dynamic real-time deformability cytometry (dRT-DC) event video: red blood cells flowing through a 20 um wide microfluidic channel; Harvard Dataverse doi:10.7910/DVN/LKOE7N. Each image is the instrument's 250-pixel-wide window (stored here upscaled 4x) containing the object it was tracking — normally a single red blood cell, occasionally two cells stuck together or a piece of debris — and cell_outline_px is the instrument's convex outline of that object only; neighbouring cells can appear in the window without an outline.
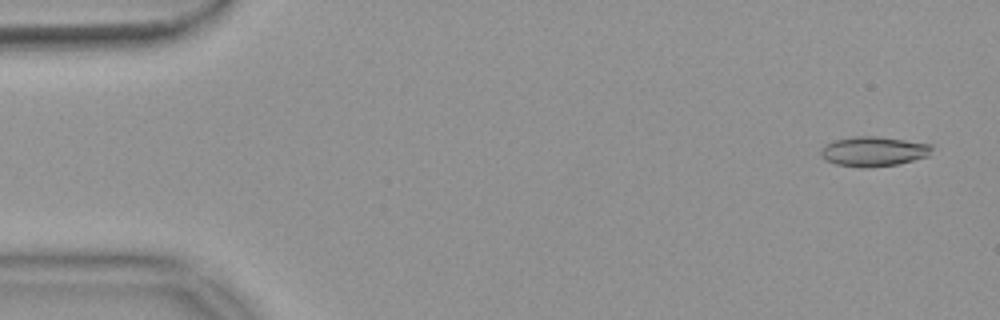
{"species": "common noctule bat (a hibernating species)", "species_latin": "Nyctalus noctula", "temperature_condition": "warm", "stored_images_in_passage": 55, "camera_frame_rate_fps": 3000, "um_per_image_px": 0.085, "animal": {"sex": "female", "body_mass_g": 18.4}, "frame": {"image": 1, "passage_image": 3, "time_ms": 0.667, "image_size_px": [1000, 320], "cell_outline_px": [[932, 148], [928, 156], [900, 164], [868, 168], [856, 168], [836, 164], [824, 160], [820, 152], [820, 148], [824, 144], [836, 140], [852, 136], [876, 136], [932, 144]], "centroid_in_image_um": [74.22, 12.88], "position_along_channel_um": 10.8, "area_um2": 19.54}}
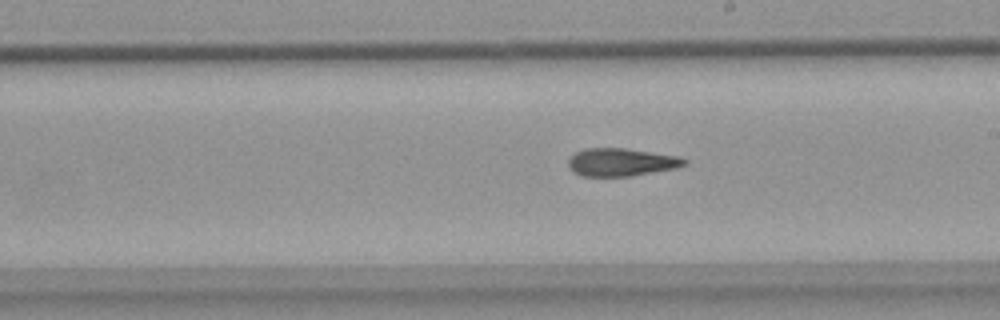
{"frame": {"image": 2, "passage_image": 31, "time_ms": 10.0, "image_size_px": [1000, 320], "cell_outline_px": [[688, 164], [676, 168], [632, 176], [580, 176], [572, 172], [568, 168], [568, 160], [576, 152], [584, 148], [624, 148], [680, 156], [688, 160]], "centroid_in_image_um": [52.81, 13.79], "position_along_channel_um": 236.2, "area_um2": 19.07}}
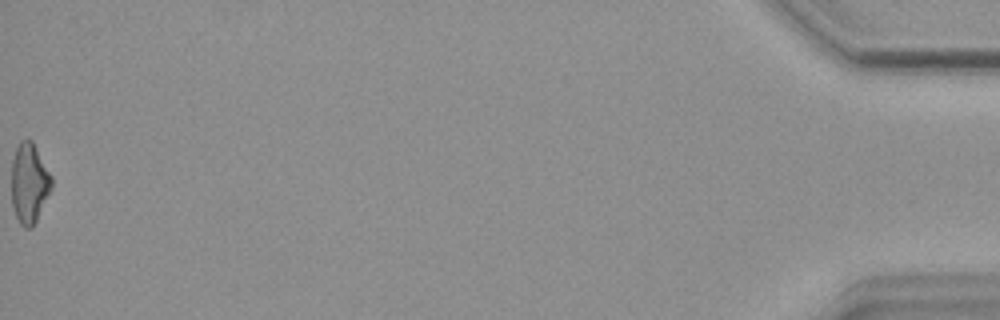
{"frame": {"image": 3, "passage_image": 55, "time_ms": 18.0, "image_size_px": [1000, 320], "cell_outline_px": [[52, 188], [32, 228], [24, 228], [20, 224], [16, 216], [12, 204], [12, 160], [16, 148], [20, 140], [32, 140], [52, 176]], "centroid_in_image_um": [2.49, 15.57], "position_along_channel_um": 432.7, "area_um2": 18.61}, "authors_computed_cell_mechanics": {"area_um2": 19.1896, "velocity_mm_per_s": 3.7478, "shape_relaxation_time_tau1_ms": null, "shape_relaxation_time_tau2_ms": 3.8503, "deformation_change_tau1": null, "deformation_change_tau2": 0.1319}}